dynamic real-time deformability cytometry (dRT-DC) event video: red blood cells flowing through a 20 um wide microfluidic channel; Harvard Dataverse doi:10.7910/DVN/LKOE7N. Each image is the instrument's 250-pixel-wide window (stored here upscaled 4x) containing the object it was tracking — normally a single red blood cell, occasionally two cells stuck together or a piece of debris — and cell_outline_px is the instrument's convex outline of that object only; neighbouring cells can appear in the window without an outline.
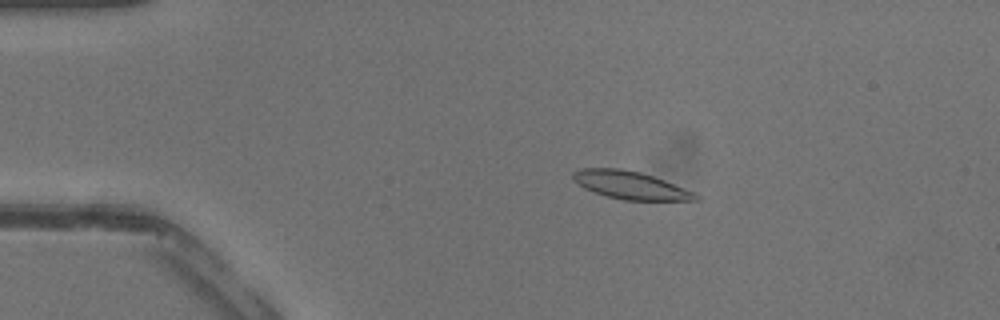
{"species": "common noctule bat (a hibernating species)", "species_latin": "Nyctalus noctula", "temperature_condition": "warm", "stored_images_in_passage": 25, "camera_frame_rate_fps": 3000, "um_per_image_px": 0.085, "animal": {"sex": "male", "body_mass_g": 13.3}, "frame": {"image": 1, "passage_image": 9, "time_ms": 2.667, "image_size_px": [1000, 320], "cell_outline_px": [[700, 200], [624, 200], [604, 196], [584, 188], [572, 176], [572, 172], [580, 168], [620, 168], [640, 172], [664, 180], [696, 192], [700, 196]], "centroid_in_image_um": [53.61, 15.74], "position_along_channel_um": 31.4, "area_um2": 19.88}}
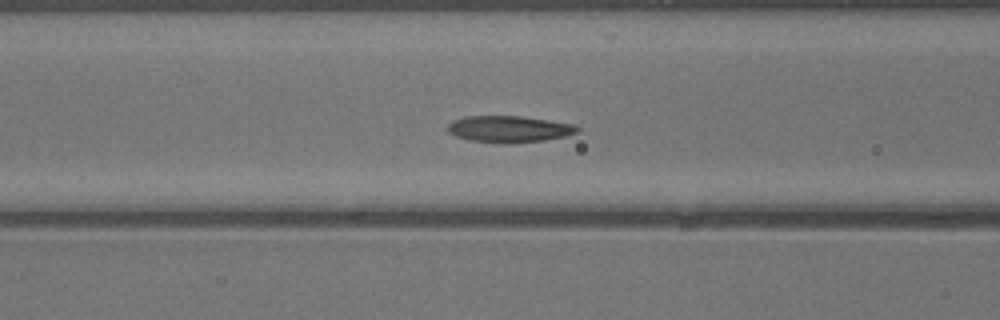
{"frame": {"image": 2, "passage_image": 18, "time_ms": 5.667, "image_size_px": [1000, 320], "cell_outline_px": [[580, 132], [564, 136], [544, 140], [508, 144], [496, 144], [468, 140], [456, 136], [448, 132], [444, 128], [452, 120], [464, 116], [520, 116], [576, 124], [580, 128]], "centroid_in_image_um": [43.24, 10.98], "position_along_channel_um": 123.4, "area_um2": 20.52}}
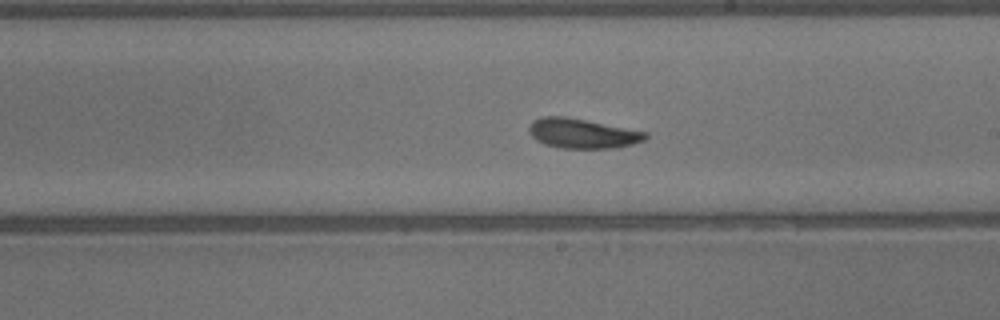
{"frame": {"image": 3, "passage_image": 25, "time_ms": 8.0, "image_size_px": [1000, 320], "cell_outline_px": [[648, 136], [644, 140], [632, 144], [616, 148], [560, 148], [544, 144], [536, 140], [528, 132], [528, 128], [532, 120], [544, 116], [564, 116], [648, 132]], "centroid_in_image_um": [49.47, 11.34], "position_along_channel_um": 239.5, "area_um2": 20.17}}